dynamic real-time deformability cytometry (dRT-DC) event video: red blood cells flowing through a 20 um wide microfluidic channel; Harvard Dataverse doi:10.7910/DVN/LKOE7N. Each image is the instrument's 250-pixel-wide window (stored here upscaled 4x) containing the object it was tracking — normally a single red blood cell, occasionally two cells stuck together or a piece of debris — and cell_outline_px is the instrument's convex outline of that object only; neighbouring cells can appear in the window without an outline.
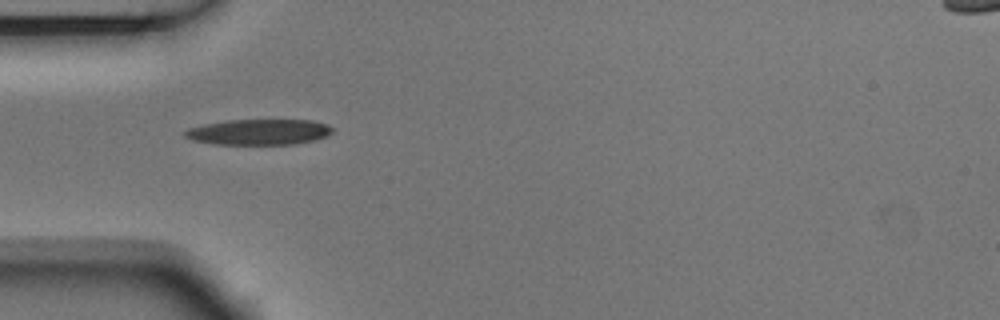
{"species": "Egyptian fruit bat (a non-hibernating species)", "species_latin": "Rousettus aegyptiacus", "temperature_condition": "room temperature", "stored_images_in_passage": 5, "camera_frame_rate_fps": 3000, "um_per_image_px": 0.085, "animal": {"sex": "male"}, "frame": {"image": 1, "passage_image": 1, "time_ms": 0.0, "image_size_px": [1000, 320], "cell_outline_px": [[332, 132], [328, 136], [316, 140], [296, 144], [216, 144], [192, 140], [184, 136], [184, 132], [188, 128], [204, 124], [228, 120], [312, 120], [328, 124], [332, 128]], "centroid_in_image_um": [22.04, 11.22], "position_along_channel_um": 63.0, "area_um2": 22.14}}
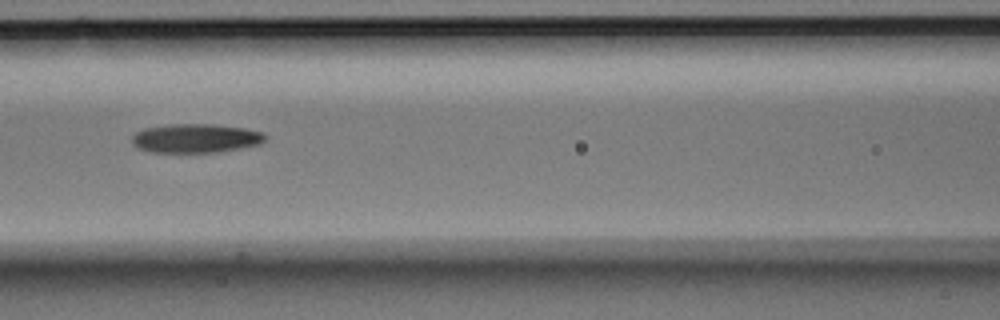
{"frame": {"image": 2, "passage_image": 3, "time_ms": 0.667, "image_size_px": [1000, 320], "cell_outline_px": [[268, 136], [260, 144], [240, 148], [216, 152], [152, 152], [140, 148], [132, 144], [132, 136], [136, 132], [144, 128], [172, 124], [212, 124], [244, 128], [264, 132]], "centroid_in_image_um": [16.65, 11.75], "position_along_channel_um": 149.9, "area_um2": 22.43}}
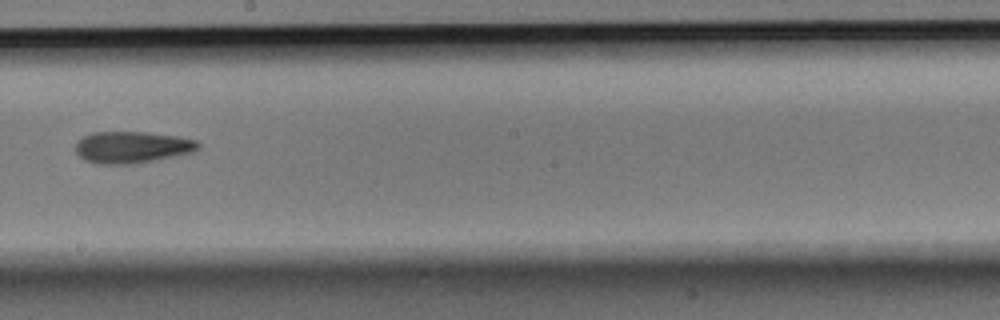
{"frame": {"image": 3, "passage_image": 5, "time_ms": 1.333, "image_size_px": [1000, 320], "cell_outline_px": [[200, 148], [192, 152], [132, 164], [96, 164], [84, 160], [76, 152], [76, 140], [92, 132], [144, 132], [180, 136], [196, 140], [200, 144]], "centroid_in_image_um": [11.2, 12.5], "position_along_channel_um": 237.0, "area_um2": 22.66}}